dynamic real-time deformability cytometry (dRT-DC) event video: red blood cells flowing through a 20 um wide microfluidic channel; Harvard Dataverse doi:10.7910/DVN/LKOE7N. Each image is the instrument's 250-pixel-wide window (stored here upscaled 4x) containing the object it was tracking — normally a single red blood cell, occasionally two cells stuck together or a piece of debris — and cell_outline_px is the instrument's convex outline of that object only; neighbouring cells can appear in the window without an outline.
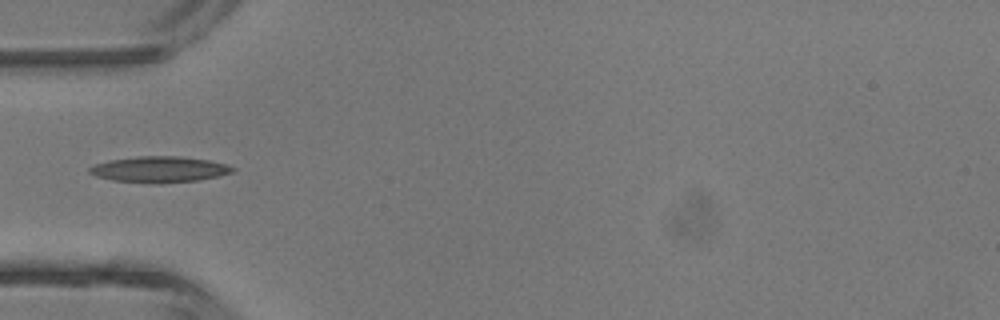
{"species": "common noctule bat (a hibernating species)", "species_latin": "Nyctalus noctula", "temperature_condition": "room temperature", "stored_images_in_passage": 3, "camera_frame_rate_fps": 3000, "um_per_image_px": 0.085, "animal": {"sex": "male", "body_mass_g": 13.3}, "frame": {"image": 1, "passage_image": 3, "time_ms": 3.0, "image_size_px": [1000, 320], "cell_outline_px": [[236, 168], [232, 172], [220, 176], [200, 180], [160, 184], [152, 184], [112, 180], [96, 176], [88, 172], [88, 168], [96, 164], [108, 160], [136, 156], [180, 156], [208, 160], [224, 164]], "centroid_in_image_um": [13.53, 14.41], "position_along_channel_um": 71.5, "area_um2": 21.91}}